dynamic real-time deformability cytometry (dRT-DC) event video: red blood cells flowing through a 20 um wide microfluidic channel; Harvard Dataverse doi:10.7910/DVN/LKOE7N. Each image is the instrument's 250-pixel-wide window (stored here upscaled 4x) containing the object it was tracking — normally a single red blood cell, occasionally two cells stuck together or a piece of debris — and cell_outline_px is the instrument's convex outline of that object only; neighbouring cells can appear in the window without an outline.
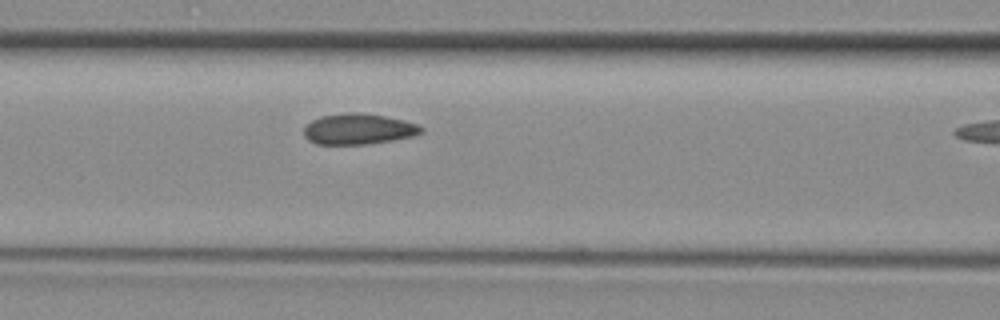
{"species": "common noctule bat (a hibernating species)", "species_latin": "Nyctalus noctula", "temperature_condition": "room temperature", "stored_images_in_passage": 11, "camera_frame_rate_fps": 3000, "um_per_image_px": 0.085, "animal": {"sex": "female", "body_mass_g": 29.2, "forearm_length_mm": 56.3}, "frame": {"image": 1, "passage_image": 10, "time_ms": 3.0, "image_size_px": [1000, 320], "cell_outline_px": [[424, 132], [412, 136], [392, 140], [368, 144], [316, 144], [308, 140], [304, 136], [304, 128], [312, 120], [320, 116], [348, 112], [356, 112], [384, 116], [404, 120], [420, 124], [424, 128]], "centroid_in_image_um": [30.49, 10.96], "position_along_channel_um": 136.1, "area_um2": 21.1}}